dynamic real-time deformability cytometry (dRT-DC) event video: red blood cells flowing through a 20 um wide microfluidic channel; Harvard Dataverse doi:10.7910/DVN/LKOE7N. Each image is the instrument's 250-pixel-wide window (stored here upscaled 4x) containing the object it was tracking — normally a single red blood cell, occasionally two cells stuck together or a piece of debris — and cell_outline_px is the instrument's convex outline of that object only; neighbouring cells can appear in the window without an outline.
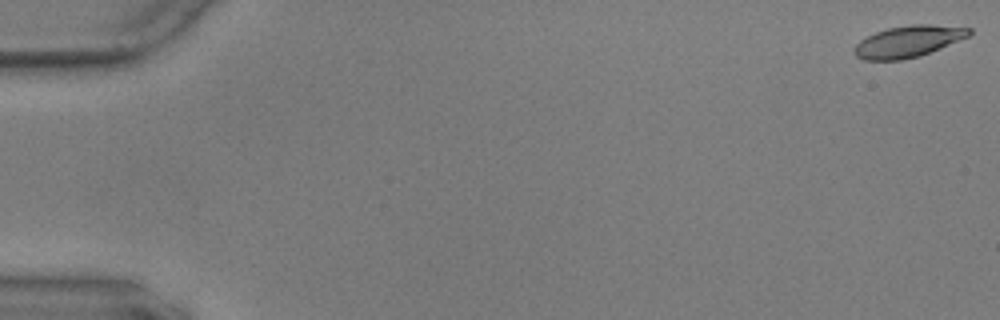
{"species": "common noctule bat (a hibernating species)", "species_latin": "Nyctalus noctula", "temperature_condition": "warm", "stored_images_in_passage": 58, "camera_frame_rate_fps": 3000, "um_per_image_px": 0.085, "animal": {"sex": "male", "body_mass_g": 17.9, "forearm_length_mm": 54.2}, "frame": {"image": 1, "passage_image": 1, "time_ms": 0.0, "image_size_px": [1000, 320], "cell_outline_px": [[972, 32], [968, 36], [940, 48], [920, 56], [900, 60], [864, 60], [856, 56], [852, 52], [852, 48], [860, 40], [876, 32], [888, 28], [912, 24], [932, 24], [972, 28]], "centroid_in_image_um": [77.17, 3.52], "position_along_channel_um": 7.8, "area_um2": 21.1}}
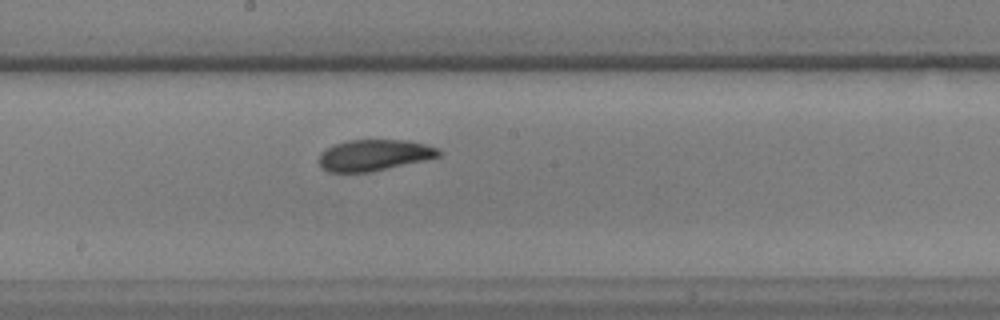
{"frame": {"image": 2, "passage_image": 32, "time_ms": 10.333, "image_size_px": [1000, 320], "cell_outline_px": [[440, 156], [428, 160], [372, 172], [328, 172], [320, 168], [320, 152], [332, 144], [348, 140], [408, 140], [440, 148]], "centroid_in_image_um": [31.81, 13.19], "position_along_channel_um": 216.4, "area_um2": 22.14}}
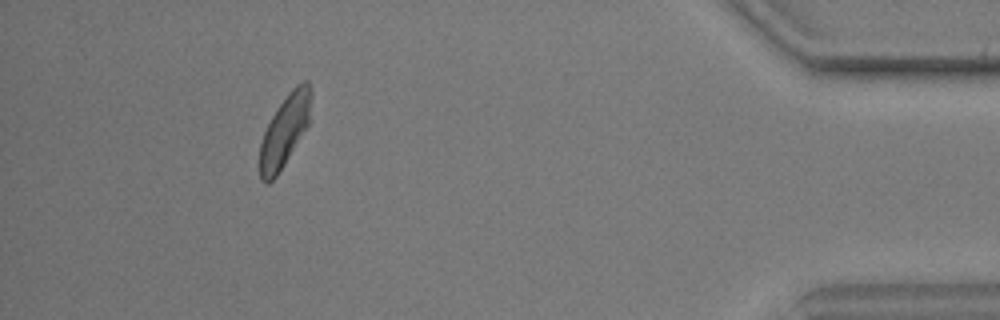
{"frame": {"image": 3, "passage_image": 53, "time_ms": 17.333, "image_size_px": [1000, 320], "cell_outline_px": [[312, 92], [308, 124], [284, 164], [276, 176], [268, 184], [264, 184], [260, 180], [260, 144], [264, 132], [272, 116], [288, 92], [296, 84], [304, 80], [308, 80], [312, 88]], "centroid_in_image_um": [24.2, 11.08], "position_along_channel_um": 411.0, "area_um2": 21.15}, "authors_computed_cell_mechanics": {"area_um2": 21.8195, "velocity_mm_per_s": 3.5371, "shape_relaxation_time_tau1_ms": 7.242, "shape_relaxation_time_tau2_ms": 2.85, "deformation_change_tau1": 0.1945, "deformation_change_tau2": 0.0863}}